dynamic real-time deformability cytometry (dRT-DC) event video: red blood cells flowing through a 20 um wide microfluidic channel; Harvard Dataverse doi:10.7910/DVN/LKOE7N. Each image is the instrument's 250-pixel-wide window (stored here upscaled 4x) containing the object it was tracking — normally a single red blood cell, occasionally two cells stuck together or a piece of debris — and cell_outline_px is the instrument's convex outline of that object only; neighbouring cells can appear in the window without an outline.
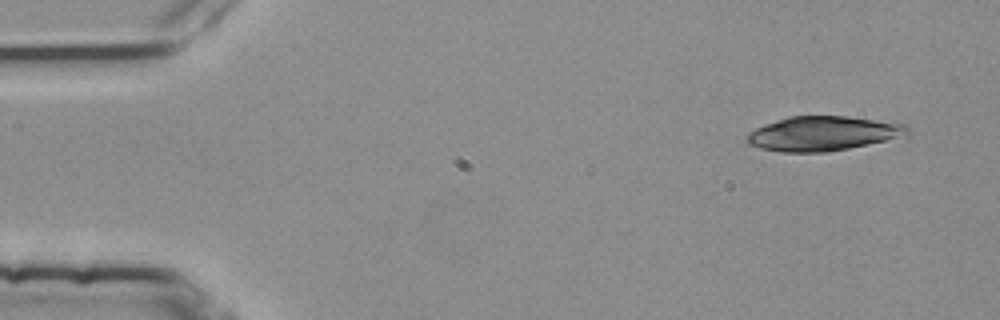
{"species": "common noctule bat (a hibernating species)", "species_latin": "Nyctalus noctula", "temperature_condition": "room temperature", "stored_images_in_passage": 12, "camera_frame_rate_fps": 3000, "um_per_image_px": 0.085, "animal": {"sex": "female", "body_mass_g": 25.1}, "frame": {"image": 1, "passage_image": 1, "time_ms": 0.0, "image_size_px": [1000, 320], "cell_outline_px": [[908, 132], [884, 140], [848, 148], [824, 152], [780, 152], [760, 148], [748, 144], [744, 136], [748, 132], [764, 124], [788, 116], [844, 116], [904, 124], [908, 128]], "centroid_in_image_um": [69.79, 11.35], "position_along_channel_um": 15.2, "area_um2": 31.67}}
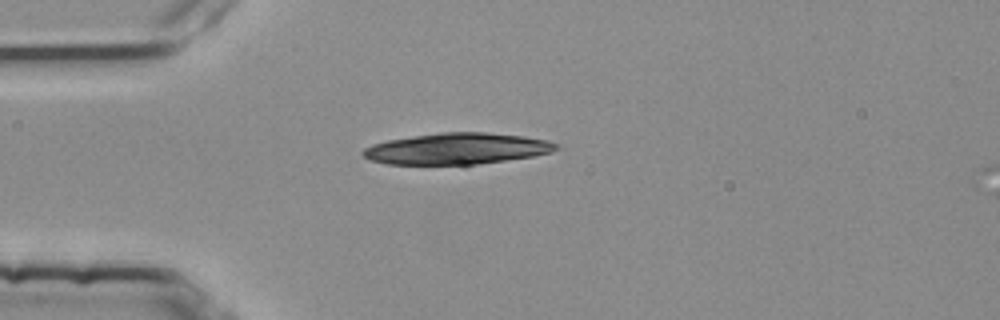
{"frame": {"image": 2, "passage_image": 11, "time_ms": 3.333, "image_size_px": [1000, 320], "cell_outline_px": [[556, 148], [552, 152], [532, 156], [476, 164], [388, 164], [368, 160], [360, 152], [364, 148], [372, 144], [388, 140], [440, 132], [484, 132], [524, 136], [548, 140], [556, 144]], "centroid_in_image_um": [38.79, 12.63], "position_along_channel_um": 46.2, "area_um2": 34.91}}